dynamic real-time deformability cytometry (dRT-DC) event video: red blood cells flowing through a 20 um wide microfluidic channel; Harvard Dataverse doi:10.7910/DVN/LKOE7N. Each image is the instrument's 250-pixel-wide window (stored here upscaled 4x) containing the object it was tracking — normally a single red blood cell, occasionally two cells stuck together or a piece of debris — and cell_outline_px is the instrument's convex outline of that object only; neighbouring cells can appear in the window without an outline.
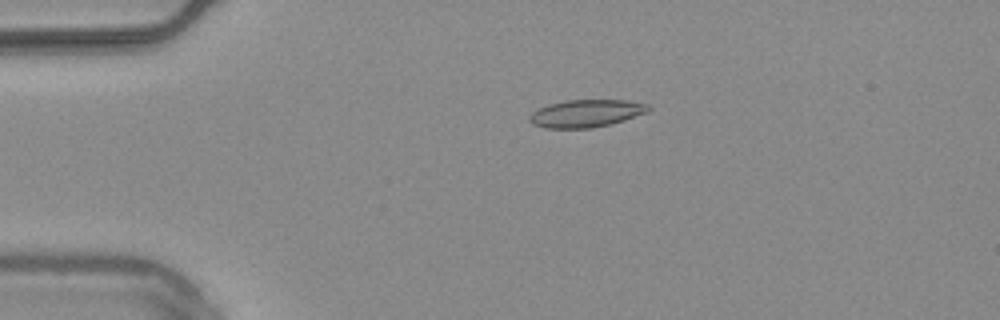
{"species": "common noctule bat (a hibernating species)", "species_latin": "Nyctalus noctula", "temperature_condition": "warm", "stored_images_in_passage": 54, "camera_frame_rate_fps": 3000, "um_per_image_px": 0.085, "animal": {"sex": "male", "body_mass_g": 20.4}, "frame": {"image": 1, "passage_image": 12, "time_ms": 3.667, "image_size_px": [1000, 320], "cell_outline_px": [[652, 108], [648, 112], [624, 120], [592, 128], [544, 128], [532, 124], [528, 120], [528, 116], [532, 112], [548, 104], [564, 100], [628, 100], [648, 104]], "centroid_in_image_um": [49.81, 9.63], "position_along_channel_um": 35.2, "area_um2": 19.19}}
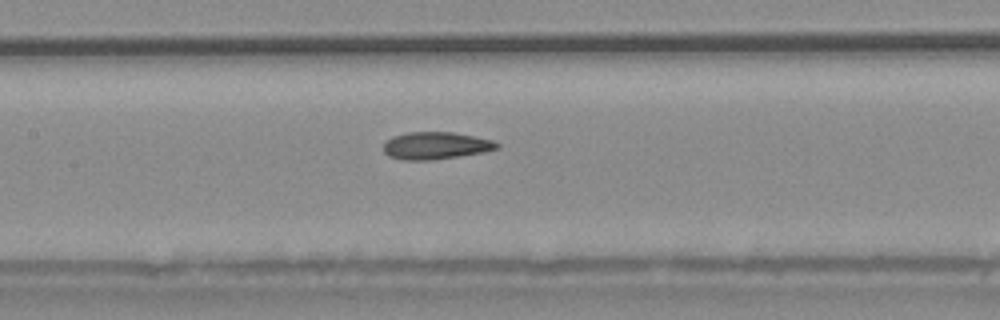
{"frame": {"image": 2, "passage_image": 26, "time_ms": 8.333, "image_size_px": [1000, 320], "cell_outline_px": [[500, 148], [484, 152], [432, 160], [400, 160], [388, 156], [384, 152], [384, 144], [392, 136], [408, 132], [452, 132], [492, 140], [500, 144]], "centroid_in_image_um": [37.03, 12.38], "position_along_channel_um": 170.4, "area_um2": 18.03}}
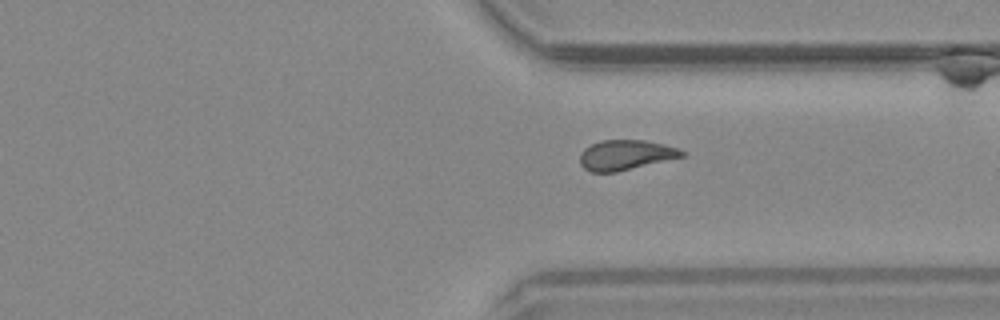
{"frame": {"image": 3, "passage_image": 41, "time_ms": 13.333, "image_size_px": [1000, 320], "cell_outline_px": [[684, 156], [616, 172], [592, 172], [584, 168], [580, 164], [580, 152], [584, 148], [600, 140], [644, 140], [664, 144], [676, 148], [684, 152]], "centroid_in_image_um": [53.13, 13.17], "position_along_channel_um": 358.3, "area_um2": 17.69}, "authors_computed_cell_mechanics": {"area_um2": 18.3226, "velocity_mm_per_s": 3.7664, "shape_relaxation_time_tau1_ms": null, "shape_relaxation_time_tau2_ms": 2.7399, "deformation_change_tau1": null, "deformation_change_tau2": 0.0882}}